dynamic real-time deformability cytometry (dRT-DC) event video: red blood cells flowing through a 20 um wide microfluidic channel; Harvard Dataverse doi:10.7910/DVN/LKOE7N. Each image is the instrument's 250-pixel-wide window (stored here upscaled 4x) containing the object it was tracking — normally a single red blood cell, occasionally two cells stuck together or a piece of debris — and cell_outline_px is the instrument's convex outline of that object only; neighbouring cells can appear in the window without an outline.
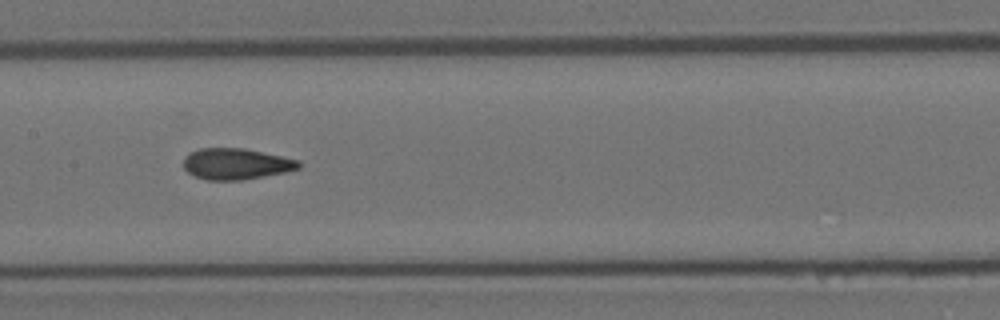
{"species": "Egyptian fruit bat (a non-hibernating species)", "species_latin": "Rousettus aegyptiacus", "temperature_condition": "room temperature", "stored_images_in_passage": 9, "camera_frame_rate_fps": 3000, "um_per_image_px": 0.085, "animal": {"sex": "female"}, "frame": {"image": 1, "passage_image": 6, "time_ms": 5.667, "image_size_px": [1000, 320], "cell_outline_px": [[300, 168], [284, 172], [264, 176], [240, 180], [208, 180], [196, 176], [188, 172], [184, 168], [184, 156], [188, 152], [200, 148], [244, 148], [300, 160]], "centroid_in_image_um": [20.05, 13.92], "position_along_channel_um": 187.4, "area_um2": 20.87}}
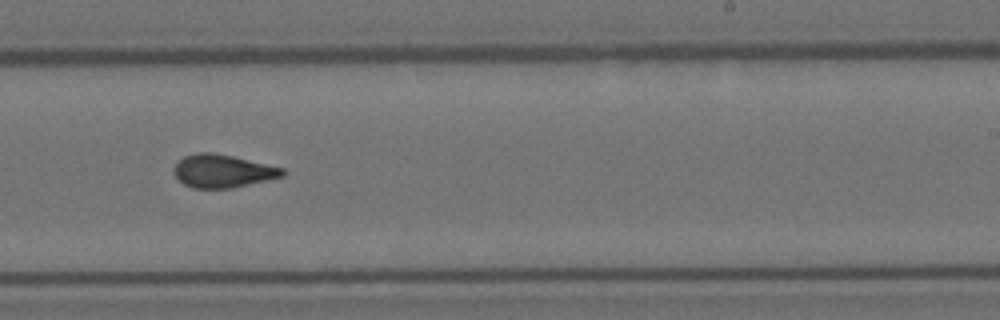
{"frame": {"image": 2, "passage_image": 8, "time_ms": 8.0, "image_size_px": [1000, 320], "cell_outline_px": [[288, 172], [284, 176], [232, 188], [192, 188], [184, 184], [172, 172], [172, 168], [184, 156], [196, 152], [212, 152], [232, 156], [284, 168]], "centroid_in_image_um": [18.93, 14.54], "position_along_channel_um": 270.1, "area_um2": 20.92}}
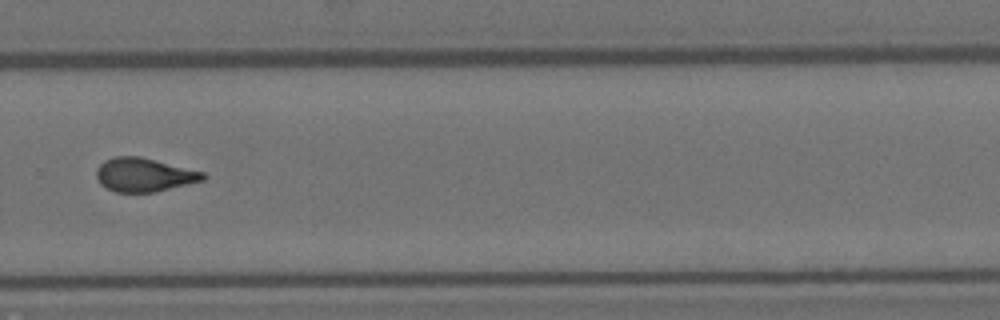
{"frame": {"image": 3, "passage_image": 9, "time_ms": 9.333, "image_size_px": [1000, 320], "cell_outline_px": [[208, 176], [204, 180], [152, 192], [116, 192], [100, 184], [96, 176], [96, 168], [104, 160], [112, 156], [140, 156], [204, 172]], "centroid_in_image_um": [12.22, 14.84], "position_along_channel_um": 317.6, "area_um2": 20.87}}